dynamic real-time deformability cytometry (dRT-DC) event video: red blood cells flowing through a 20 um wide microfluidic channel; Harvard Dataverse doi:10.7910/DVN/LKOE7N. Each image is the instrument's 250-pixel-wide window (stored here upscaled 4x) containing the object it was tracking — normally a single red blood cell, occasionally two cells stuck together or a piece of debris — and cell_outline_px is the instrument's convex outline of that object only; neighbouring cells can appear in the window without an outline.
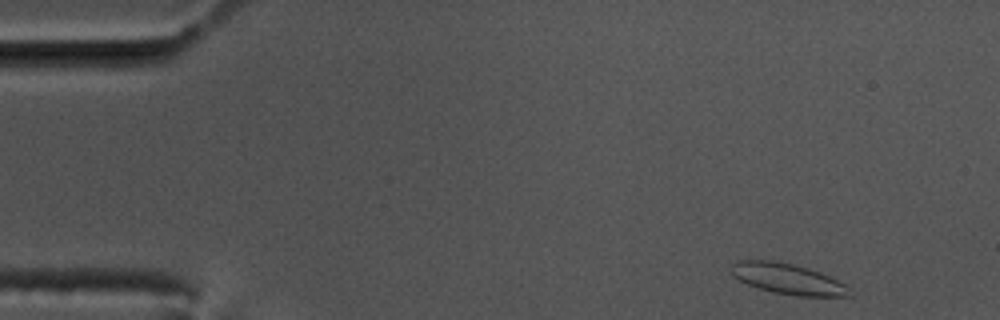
{"species": "common noctule bat (a hibernating species)", "species_latin": "Nyctalus noctula", "temperature_condition": "cold", "stored_images_in_passage": 54, "camera_frame_rate_fps": 3000, "um_per_image_px": 0.085, "animal": {"sex": "male", "body_mass_g": 17.5, "forearm_length_mm": 52.3}, "frame": {"image": 1, "passage_image": 2, "time_ms": 0.333, "image_size_px": [1000, 320], "cell_outline_px": [[852, 296], [796, 296], [772, 292], [748, 284], [732, 276], [728, 268], [736, 260], [772, 260], [792, 264], [808, 268], [820, 272], [844, 284], [848, 288]], "centroid_in_image_um": [66.89, 23.69], "position_along_channel_um": 18.1, "area_um2": 21.1}}
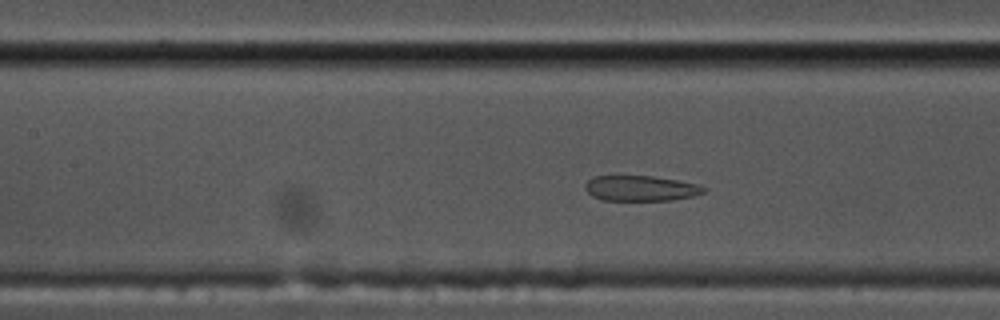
{"frame": {"image": 2, "passage_image": 22, "time_ms": 7.0, "image_size_px": [1000, 320], "cell_outline_px": [[708, 188], [704, 192], [692, 196], [668, 200], [604, 200], [592, 196], [584, 188], [584, 184], [592, 176], [652, 176], [680, 180], [696, 184]], "centroid_in_image_um": [54.44, 15.99], "position_along_channel_um": 153.0, "area_um2": 17.51}}
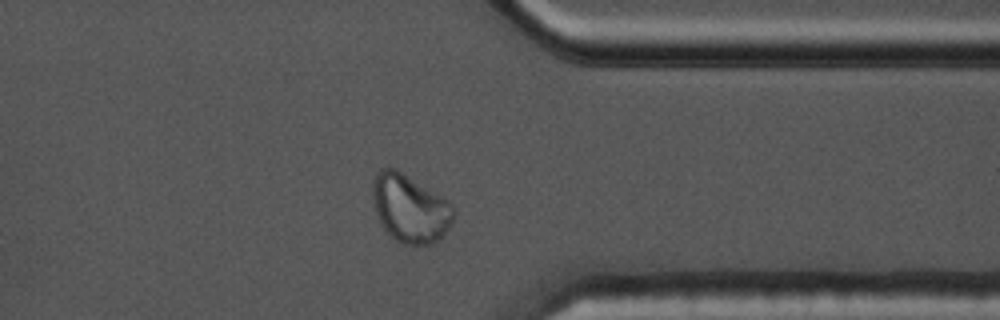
{"frame": {"image": 3, "passage_image": 42, "time_ms": 13.667, "image_size_px": [1000, 320], "cell_outline_px": [[456, 212], [448, 228], [432, 244], [404, 244], [396, 240], [380, 224], [372, 200], [372, 176], [380, 168], [396, 168], [448, 200], [452, 204]], "centroid_in_image_um": [34.82, 17.67], "position_along_channel_um": 376.6, "area_um2": 32.08}}